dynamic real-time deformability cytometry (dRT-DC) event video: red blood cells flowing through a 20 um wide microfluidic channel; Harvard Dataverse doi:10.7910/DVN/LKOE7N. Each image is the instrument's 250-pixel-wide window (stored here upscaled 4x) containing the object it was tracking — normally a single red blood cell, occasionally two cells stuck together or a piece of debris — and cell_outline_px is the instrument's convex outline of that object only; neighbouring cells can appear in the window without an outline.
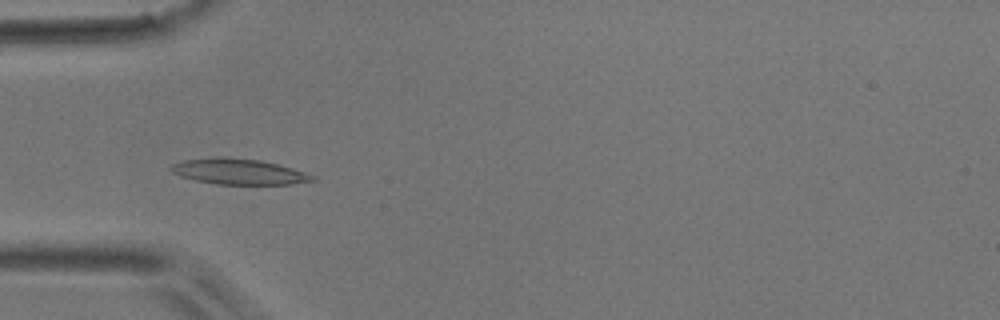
{"species": "common noctule bat (a hibernating species)", "species_latin": "Nyctalus noctula", "temperature_condition": "room temperature", "stored_images_in_passage": 27, "camera_frame_rate_fps": 3000, "um_per_image_px": 0.085, "animal": {"sex": "male", "body_mass_g": 17.9}, "frame": {"image": 1, "passage_image": 8, "time_ms": 2.333, "image_size_px": [1000, 320], "cell_outline_px": [[320, 180], [292, 184], [216, 184], [196, 180], [180, 176], [172, 172], [168, 168], [172, 164], [180, 160], [216, 156], [260, 160], [292, 168], [316, 176]], "centroid_in_image_um": [20.28, 14.58], "position_along_channel_um": 64.7, "area_um2": 21.33}}
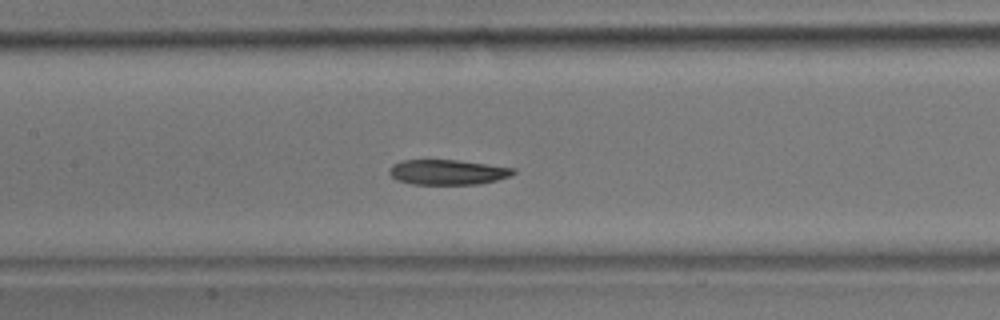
{"frame": {"image": 2, "passage_image": 16, "time_ms": 5.0, "image_size_px": [1000, 320], "cell_outline_px": [[516, 172], [508, 176], [496, 180], [480, 184], [412, 184], [396, 180], [388, 172], [388, 168], [392, 164], [400, 160], [456, 160], [516, 168]], "centroid_in_image_um": [38.0, 14.63], "position_along_channel_um": 169.4, "area_um2": 18.15}}
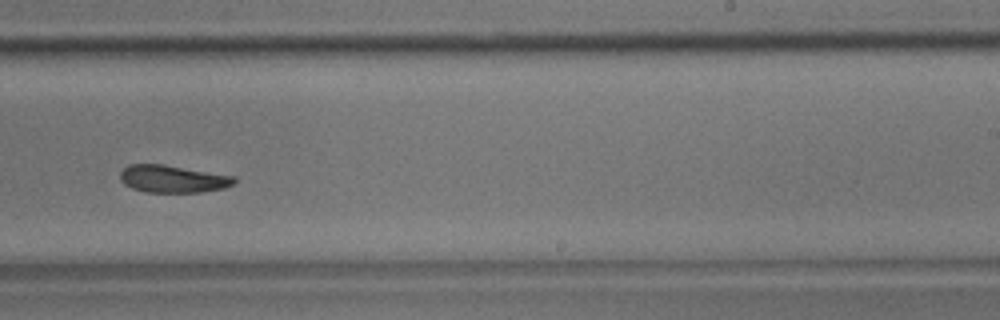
{"frame": {"image": 3, "passage_image": 24, "time_ms": 7.667, "image_size_px": [1000, 320], "cell_outline_px": [[236, 184], [224, 188], [200, 192], [144, 192], [132, 188], [124, 184], [120, 180], [120, 172], [128, 164], [164, 164], [236, 176]], "centroid_in_image_um": [14.7, 15.2], "position_along_channel_um": 274.3, "area_um2": 18.44}}